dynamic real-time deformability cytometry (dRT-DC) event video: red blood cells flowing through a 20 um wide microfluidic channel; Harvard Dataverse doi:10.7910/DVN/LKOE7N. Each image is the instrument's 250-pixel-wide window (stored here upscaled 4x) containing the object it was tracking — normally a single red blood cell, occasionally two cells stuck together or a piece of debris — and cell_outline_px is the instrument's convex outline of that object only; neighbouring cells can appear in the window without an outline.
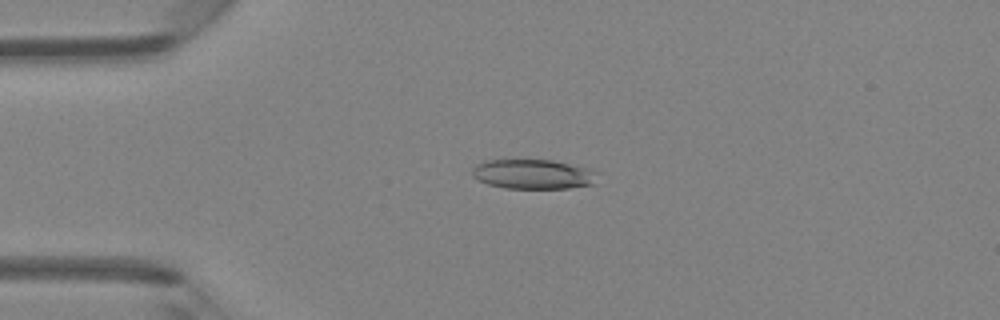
{"species": "Egyptian fruit bat (a non-hibernating species)", "species_latin": "Rousettus aegyptiacus", "temperature_condition": "room temperature", "stored_images_in_passage": 6, "camera_frame_rate_fps": 3000, "um_per_image_px": 0.085, "animal": {"sex": "female"}, "frame": {"image": 1, "passage_image": 4, "time_ms": 3.667, "image_size_px": [1000, 320], "cell_outline_px": [[600, 172], [596, 184], [568, 188], [504, 188], [488, 184], [472, 176], [472, 168], [476, 164], [484, 160], [552, 160], [596, 168]], "centroid_in_image_um": [45.43, 14.79], "position_along_channel_um": 39.6, "area_um2": 22.2}}